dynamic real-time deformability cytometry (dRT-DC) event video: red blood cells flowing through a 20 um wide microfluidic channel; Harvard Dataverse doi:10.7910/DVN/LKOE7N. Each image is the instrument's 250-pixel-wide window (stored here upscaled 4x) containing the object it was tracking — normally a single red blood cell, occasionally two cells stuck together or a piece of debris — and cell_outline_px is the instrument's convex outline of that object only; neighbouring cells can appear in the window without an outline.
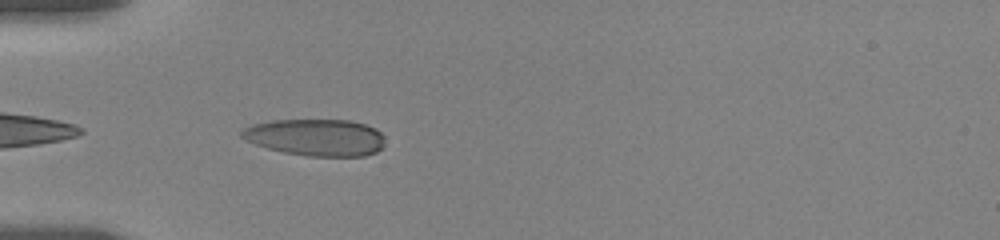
{"species": "human", "species_latin": "Homo sapiens", "temperature_condition": "room temperature", "stored_images_in_passage": 40, "segment_of_instrument_passage": [2, 2], "camera_frame_rate_fps": 3000, "um_per_image_px": 0.085, "donor": {"sex": "female"}, "frame": {"image": 1, "passage_image": 12, "time_ms": 5.667, "image_size_px": [1000, 240], "cell_outline_px": [[384, 148], [376, 152], [364, 156], [308, 156], [284, 152], [268, 148], [244, 140], [240, 136], [240, 132], [244, 128], [252, 124], [272, 120], [348, 120], [364, 124], [376, 128], [384, 136]], "centroid_in_image_um": [26.86, 11.68], "position_along_channel_um": 58.1, "area_um2": 30.92}}
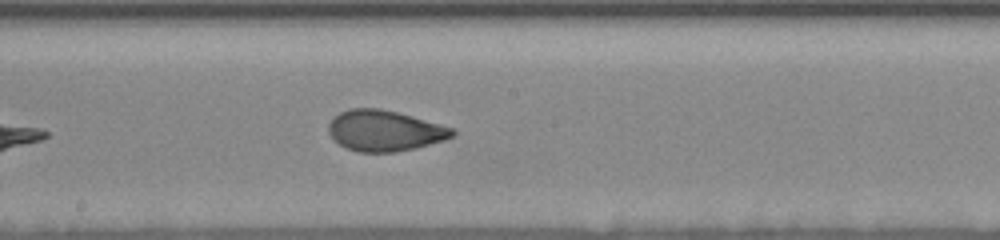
{"frame": {"image": 2, "passage_image": 22, "time_ms": 10.333, "image_size_px": [1000, 240], "cell_outline_px": [[456, 132], [452, 136], [444, 140], [416, 148], [396, 152], [356, 152], [340, 144], [328, 132], [328, 124], [332, 116], [348, 108], [380, 108], [412, 116], [440, 124], [452, 128]], "centroid_in_image_um": [32.66, 11.1], "position_along_channel_um": 215.5, "area_um2": 29.42}}
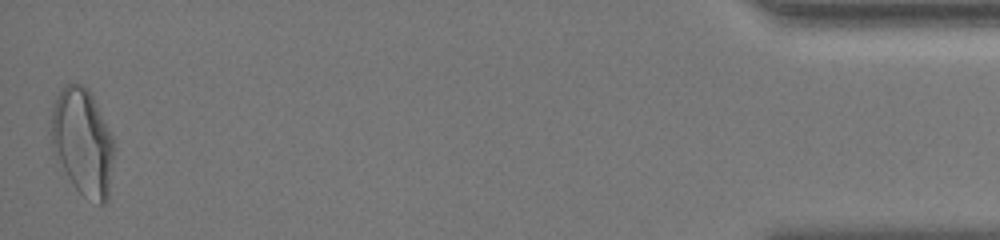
{"frame": {"image": 3, "passage_image": 40, "time_ms": 18.667, "image_size_px": [1000, 240], "cell_outline_px": [[112, 164], [108, 200], [104, 204], [100, 204], [84, 196], [76, 188], [68, 176], [52, 144], [48, 132], [52, 104], [60, 88], [64, 84], [80, 84], [92, 96], [112, 136]], "centroid_in_image_um": [6.98, 12.03], "position_along_channel_um": 428.2, "area_um2": 38.49}}